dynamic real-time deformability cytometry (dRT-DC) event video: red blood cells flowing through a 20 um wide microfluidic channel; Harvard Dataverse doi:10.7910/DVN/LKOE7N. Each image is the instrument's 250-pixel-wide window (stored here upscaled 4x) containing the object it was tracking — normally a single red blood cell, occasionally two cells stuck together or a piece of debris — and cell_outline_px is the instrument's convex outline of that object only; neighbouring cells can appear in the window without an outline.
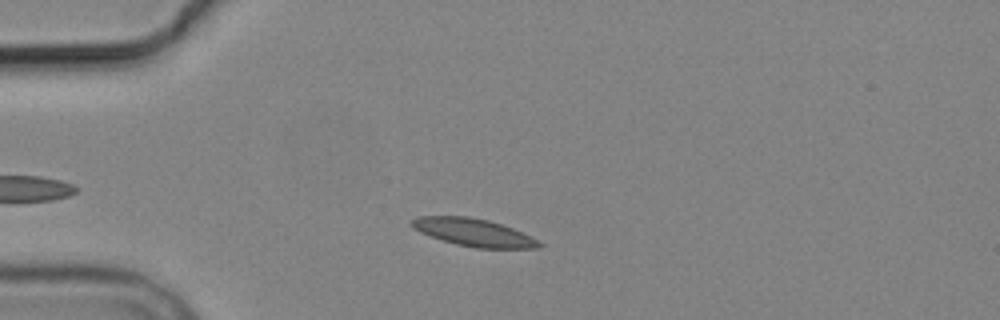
{"species": "common noctule bat (a hibernating species)", "species_latin": "Nyctalus noctula", "temperature_condition": "cold", "stored_images_in_passage": 4, "camera_frame_rate_fps": 3000, "um_per_image_px": 0.085, "animal": {"sex": "male", "body_mass_g": 19.2, "forearm_length_mm": 51.8}, "frame": {"image": 1, "passage_image": 1, "time_ms": 0.0, "image_size_px": [1000, 320], "cell_outline_px": [[544, 244], [540, 248], [476, 248], [456, 244], [420, 232], [412, 228], [408, 224], [412, 220], [420, 216], [468, 216], [488, 220], [512, 228]], "centroid_in_image_um": [40.22, 19.75], "position_along_channel_um": 44.8, "area_um2": 20.23}}
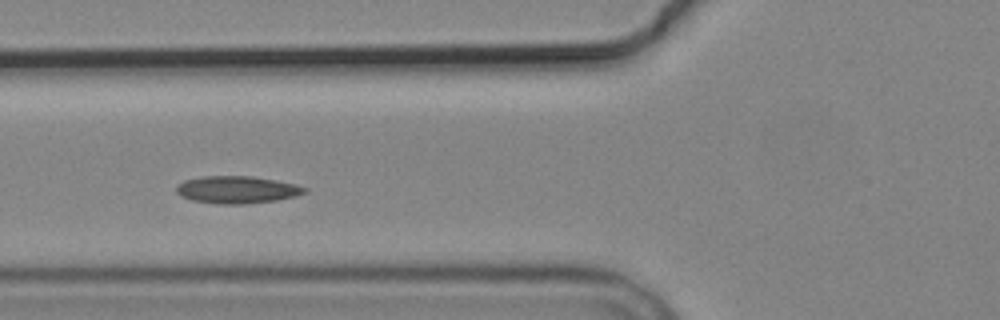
{"frame": {"image": 2, "passage_image": 3, "time_ms": 2.333, "image_size_px": [1000, 320], "cell_outline_px": [[308, 192], [296, 196], [276, 200], [244, 204], [220, 204], [192, 200], [180, 196], [176, 192], [176, 188], [184, 180], [204, 176], [252, 176], [296, 184], [308, 188]], "centroid_in_image_um": [20.17, 16.12], "position_along_channel_um": 105.6, "area_um2": 20.4}}
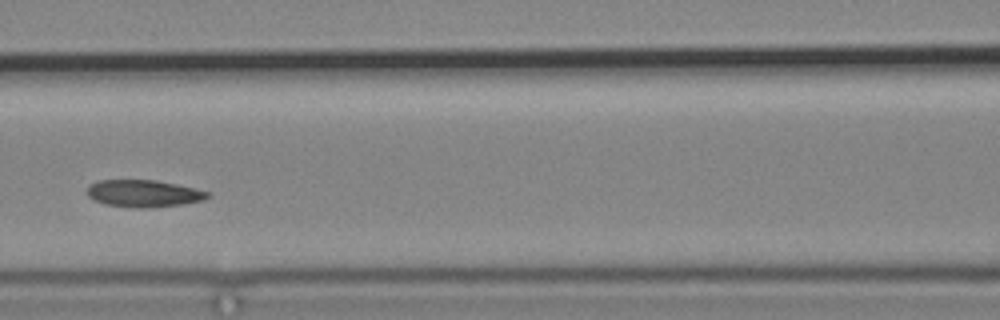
{"frame": {"image": 3, "passage_image": 4, "time_ms": 3.667, "image_size_px": [1000, 320], "cell_outline_px": [[212, 196], [204, 200], [184, 204], [144, 208], [132, 208], [104, 204], [88, 196], [88, 184], [100, 180], [156, 180], [196, 188], [212, 192]], "centroid_in_image_um": [12.27, 16.44], "position_along_channel_um": 154.3, "area_um2": 19.25}}